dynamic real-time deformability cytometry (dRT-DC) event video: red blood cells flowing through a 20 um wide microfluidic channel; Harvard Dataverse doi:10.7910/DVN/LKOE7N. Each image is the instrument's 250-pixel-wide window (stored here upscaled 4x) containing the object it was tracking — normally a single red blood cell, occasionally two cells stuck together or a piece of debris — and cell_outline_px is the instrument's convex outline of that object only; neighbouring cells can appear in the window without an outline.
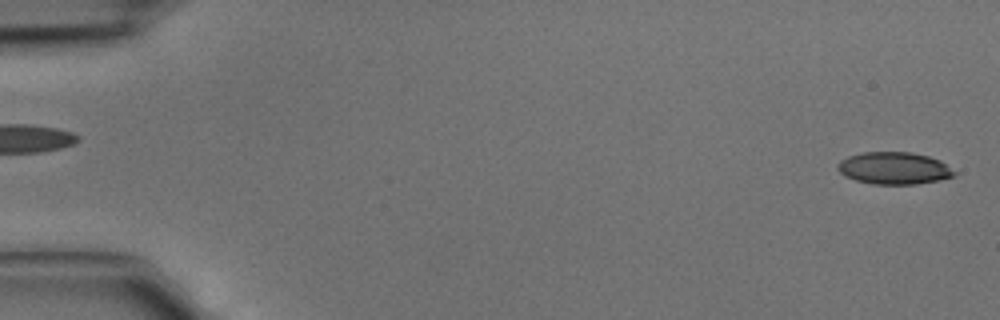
{"species": "common noctule bat (a hibernating species)", "species_latin": "Nyctalus noctula", "temperature_condition": "cold", "stored_images_in_passage": 4, "segment_of_instrument_passage": [2, 2], "camera_frame_rate_fps": 3000, "um_per_image_px": 0.085, "animal": {"sex": "male", "body_mass_g": 15.6}, "frame": {"image": 1, "passage_image": 4, "time_ms": 1.0, "image_size_px": [1000, 320], "cell_outline_px": [[956, 176], [940, 180], [916, 184], [872, 184], [856, 180], [844, 176], [836, 168], [836, 164], [840, 160], [848, 156], [864, 152], [912, 152], [928, 156], [940, 160], [956, 172]], "centroid_in_image_um": [75.99, 14.3], "position_along_channel_um": 9.0, "area_um2": 22.02}}